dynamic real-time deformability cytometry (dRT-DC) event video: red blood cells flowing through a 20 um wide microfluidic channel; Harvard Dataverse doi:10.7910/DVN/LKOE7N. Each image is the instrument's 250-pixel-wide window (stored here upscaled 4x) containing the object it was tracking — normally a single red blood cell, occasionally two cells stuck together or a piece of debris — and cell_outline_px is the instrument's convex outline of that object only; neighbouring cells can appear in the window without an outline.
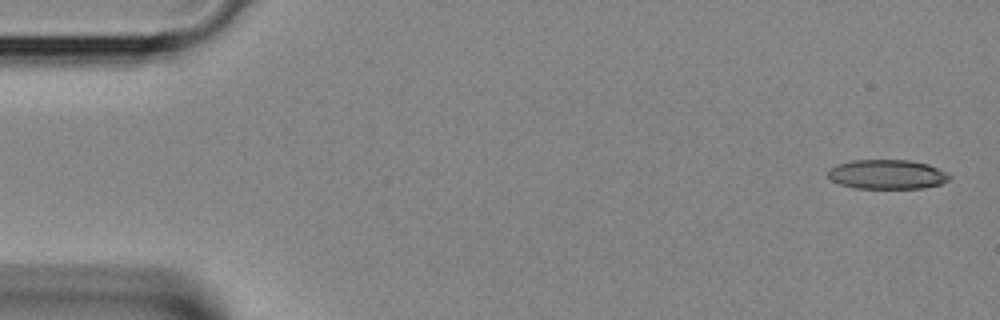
{"species": "Egyptian fruit bat (a non-hibernating species)", "species_latin": "Rousettus aegyptiacus", "temperature_condition": "room temperature", "stored_images_in_passage": 3, "camera_frame_rate_fps": 3000, "um_per_image_px": 0.085, "animal": {"sex": "female"}, "frame": {"image": 1, "passage_image": 1, "time_ms": 0.0, "image_size_px": [1000, 320], "cell_outline_px": [[952, 176], [948, 180], [940, 184], [920, 188], [856, 188], [840, 184], [832, 180], [828, 176], [828, 168], [836, 164], [852, 160], [908, 160], [928, 164], [948, 172]], "centroid_in_image_um": [75.4, 14.81], "position_along_channel_um": 9.6, "area_um2": 20.87}}
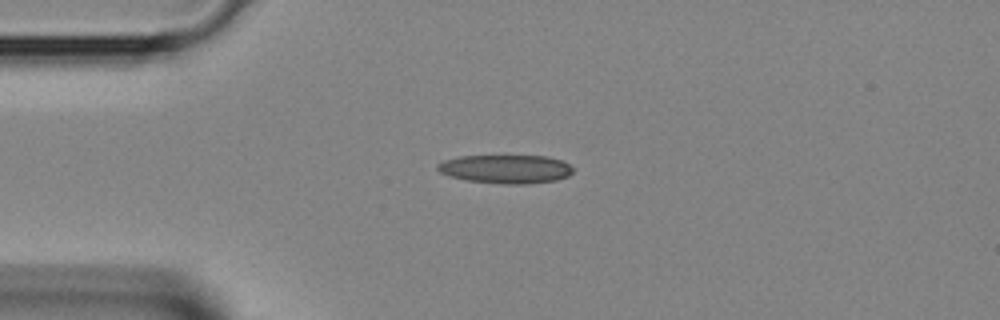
{"frame": {"image": 2, "passage_image": 3, "time_ms": 0.667, "image_size_px": [1000, 320], "cell_outline_px": [[572, 172], [568, 176], [556, 180], [524, 184], [504, 184], [468, 180], [448, 176], [440, 172], [436, 168], [436, 164], [444, 160], [460, 156], [548, 156], [564, 160], [572, 168]], "centroid_in_image_um": [42.99, 14.36], "position_along_channel_um": 42.0, "area_um2": 22.6}}